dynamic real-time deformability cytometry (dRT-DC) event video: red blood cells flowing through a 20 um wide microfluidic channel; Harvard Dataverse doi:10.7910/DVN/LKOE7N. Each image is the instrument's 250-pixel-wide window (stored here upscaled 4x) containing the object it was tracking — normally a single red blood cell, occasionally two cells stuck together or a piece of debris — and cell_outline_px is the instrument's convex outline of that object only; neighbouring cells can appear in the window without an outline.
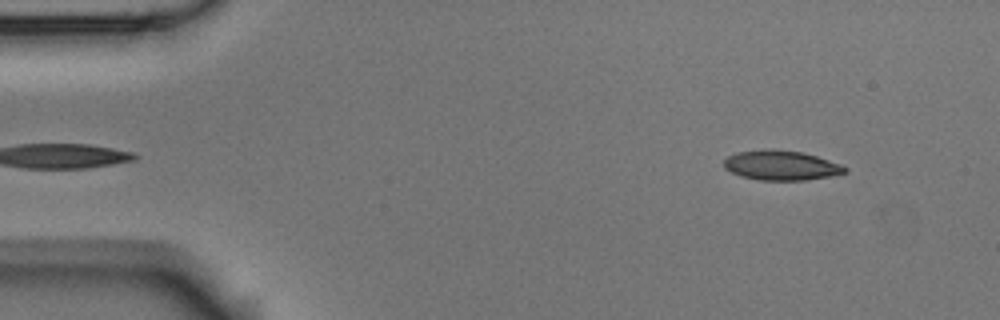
{"species": "Egyptian fruit bat (a non-hibernating species)", "species_latin": "Rousettus aegyptiacus", "temperature_condition": "room temperature", "stored_images_in_passage": 4, "camera_frame_rate_fps": 3000, "um_per_image_px": 0.085, "animal": {"sex": "male"}, "frame": {"image": 1, "passage_image": 1, "time_ms": 0.0, "image_size_px": [1000, 320], "cell_outline_px": [[848, 172], [832, 176], [804, 180], [760, 180], [740, 176], [724, 168], [724, 160], [728, 156], [736, 152], [764, 148], [772, 148], [800, 152], [816, 156], [840, 164], [848, 168]], "centroid_in_image_um": [66.38, 14.05], "position_along_channel_um": 18.6, "area_um2": 21.1}}
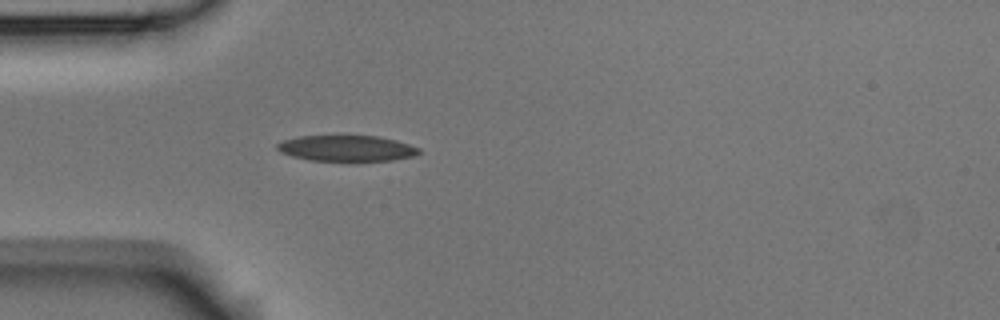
{"frame": {"image": 2, "passage_image": 4, "time_ms": 3.333, "image_size_px": [1000, 320], "cell_outline_px": [[420, 152], [412, 156], [392, 160], [312, 160], [292, 156], [280, 152], [276, 148], [276, 144], [284, 140], [300, 136], [380, 136], [396, 140], [420, 148]], "centroid_in_image_um": [29.45, 12.59], "position_along_channel_um": 55.5, "area_um2": 21.04}}